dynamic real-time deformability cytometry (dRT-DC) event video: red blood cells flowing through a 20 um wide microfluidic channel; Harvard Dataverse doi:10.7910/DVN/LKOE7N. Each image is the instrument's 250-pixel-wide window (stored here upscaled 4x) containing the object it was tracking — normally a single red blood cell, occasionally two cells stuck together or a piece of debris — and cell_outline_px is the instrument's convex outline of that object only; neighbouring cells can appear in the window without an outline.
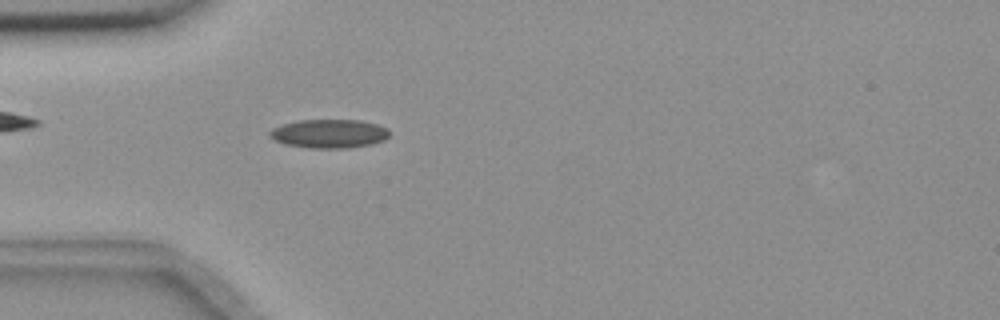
{"species": "common noctule bat (a hibernating species)", "species_latin": "Nyctalus noctula", "temperature_condition": "room temperature", "stored_images_in_passage": 4, "camera_frame_rate_fps": 3000, "um_per_image_px": 0.085, "animal": {"sex": "female", "body_mass_g": 18.4}, "frame": {"image": 1, "passage_image": 4, "time_ms": 1.0, "image_size_px": [1000, 320], "cell_outline_px": [[388, 136], [384, 140], [372, 144], [348, 148], [312, 148], [284, 144], [268, 136], [268, 132], [272, 128], [284, 124], [300, 120], [360, 120], [376, 124], [388, 128]], "centroid_in_image_um": [27.97, 11.36], "position_along_channel_um": 57.0, "area_um2": 20.0}}